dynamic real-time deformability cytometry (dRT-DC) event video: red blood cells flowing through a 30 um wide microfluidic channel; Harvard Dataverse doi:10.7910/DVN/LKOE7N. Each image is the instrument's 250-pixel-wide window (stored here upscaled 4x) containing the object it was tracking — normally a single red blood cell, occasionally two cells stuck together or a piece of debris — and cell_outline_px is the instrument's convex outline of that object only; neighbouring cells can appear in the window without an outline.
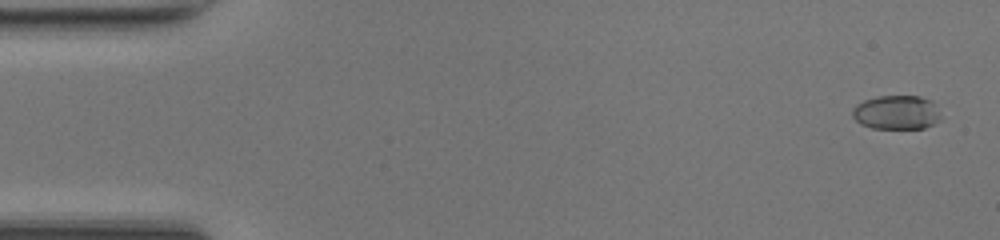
{"species": "common noctule bat (a hibernating species)", "species_latin": "Nyctalus noctula", "temperature_condition": "room temperature", "stored_images_in_passage": 48, "camera_frame_rate_fps": 3000, "um_per_image_px": 0.085, "animal": {"sex": "female", "body_mass_g": 17.0, "forearm_length_mm": 48.0}, "frame": {"image": 1, "passage_image": 1, "time_ms": 0.0, "image_size_px": [1000, 240], "cell_outline_px": [[940, 120], [924, 128], [872, 128], [860, 124], [852, 116], [852, 108], [856, 104], [864, 100], [876, 96], [920, 96], [932, 100], [940, 116]], "centroid_in_image_um": [76.17, 9.54], "position_along_channel_um": 8.8, "area_um2": 17.57}}
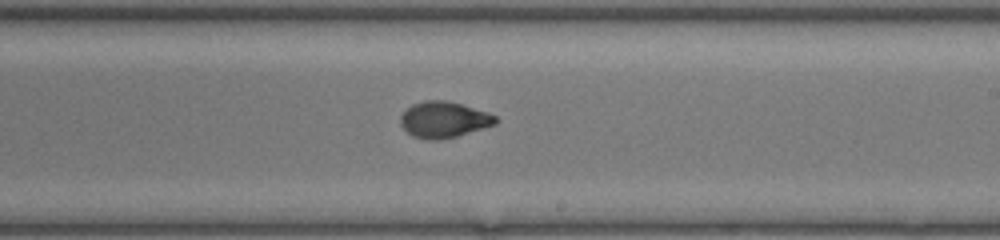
{"frame": {"image": 2, "passage_image": 28, "time_ms": 9.0, "image_size_px": [1000, 240], "cell_outline_px": [[500, 120], [496, 124], [484, 128], [456, 136], [436, 140], [428, 140], [412, 136], [400, 124], [400, 116], [412, 104], [424, 100], [448, 100], [488, 112], [496, 116]], "centroid_in_image_um": [37.74, 10.16], "position_along_channel_um": 251.3, "area_um2": 20.06}}
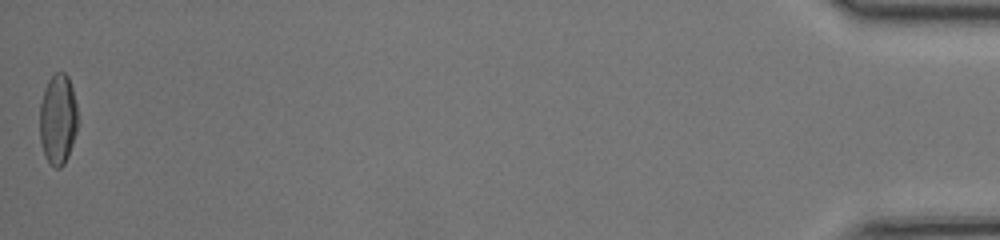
{"frame": {"image": 3, "passage_image": 48, "time_ms": 15.667, "image_size_px": [1000, 240], "cell_outline_px": [[76, 132], [68, 156], [64, 164], [60, 168], [56, 168], [44, 156], [40, 140], [40, 104], [44, 88], [48, 80], [56, 72], [64, 72], [68, 76], [72, 88], [76, 104]], "centroid_in_image_um": [4.9, 10.13], "position_along_channel_um": 430.3, "area_um2": 19.88}, "authors_computed_cell_mechanics": {"area_um2": 19.6231, "velocity_mm_per_s": 4.2756, "shape_relaxation_time_tau1_ms": 6.3097, "shape_relaxation_time_tau2_ms": 0.9066, "deformation_change_tau1": 0.2422, "deformation_change_tau2": 0.0561}}